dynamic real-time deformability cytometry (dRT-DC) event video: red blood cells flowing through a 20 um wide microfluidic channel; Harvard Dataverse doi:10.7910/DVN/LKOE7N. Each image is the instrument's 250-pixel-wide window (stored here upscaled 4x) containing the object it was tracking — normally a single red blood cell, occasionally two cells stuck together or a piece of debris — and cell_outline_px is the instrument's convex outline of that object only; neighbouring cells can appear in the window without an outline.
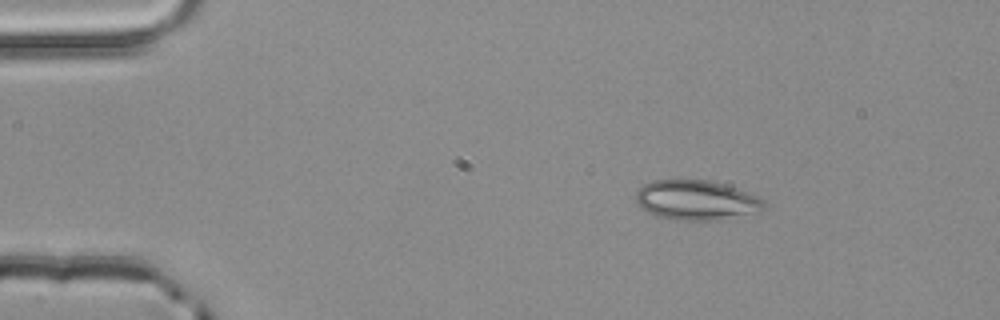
{"species": "common noctule bat (a hibernating species)", "species_latin": "Nyctalus noctula", "temperature_condition": "room temperature", "stored_images_in_passage": 2, "camera_frame_rate_fps": 3000, "um_per_image_px": 0.085, "animal": {"sex": "male", "body_mass_g": 20.4}, "frame": {"image": 1, "passage_image": 1, "time_ms": 0.0, "image_size_px": [1000, 320], "cell_outline_px": [[768, 204], [760, 212], [724, 220], [676, 220], [656, 216], [648, 212], [636, 200], [636, 192], [644, 184], [652, 180], [708, 180], [724, 184], [760, 196]], "centroid_in_image_um": [59.27, 17.02], "position_along_channel_um": 25.7, "area_um2": 30.0}}